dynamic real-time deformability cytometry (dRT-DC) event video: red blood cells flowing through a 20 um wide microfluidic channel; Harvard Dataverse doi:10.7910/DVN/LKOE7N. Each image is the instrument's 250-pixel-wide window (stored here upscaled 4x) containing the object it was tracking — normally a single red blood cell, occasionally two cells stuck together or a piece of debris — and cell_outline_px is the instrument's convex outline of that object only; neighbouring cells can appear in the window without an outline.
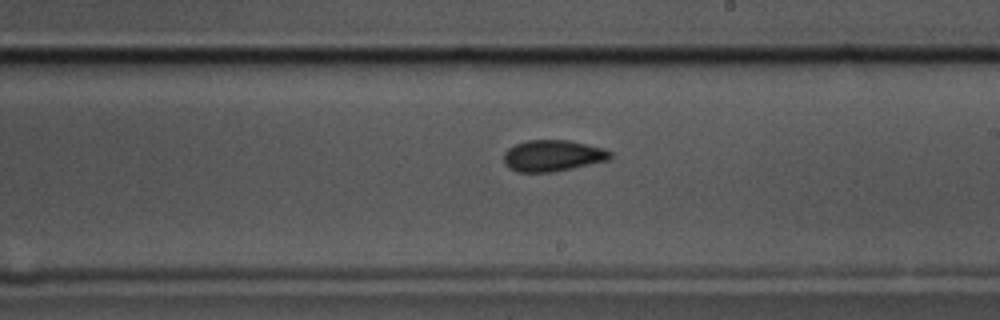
{"species": "common noctule bat (a hibernating species)", "species_latin": "Nyctalus noctula", "temperature_condition": "cold", "stored_images_in_passage": 43, "camera_frame_rate_fps": 3000, "um_per_image_px": 0.085, "animal": {"sex": "male", "body_mass_g": 17.5, "forearm_length_mm": 52.3}, "frame": {"image": 1, "passage_image": 19, "time_ms": 6.0, "image_size_px": [1000, 320], "cell_outline_px": [[612, 156], [608, 160], [572, 168], [552, 172], [516, 172], [508, 168], [504, 164], [504, 152], [508, 148], [516, 144], [528, 140], [568, 140], [604, 148], [612, 152]], "centroid_in_image_um": [46.96, 13.24], "position_along_channel_um": 242.0, "area_um2": 19.48}, "authors_computed_cell_mechanics": {"area_um2": 19.7098, "velocity_mm_per_s": 3.5862, "shape_relaxation_time_tau1_ms": 3.5567, "shape_relaxation_time_tau2_ms": 3.6668, "deformation_change_tau1": 0.0847, "deformation_change_tau2": 0.0962}}